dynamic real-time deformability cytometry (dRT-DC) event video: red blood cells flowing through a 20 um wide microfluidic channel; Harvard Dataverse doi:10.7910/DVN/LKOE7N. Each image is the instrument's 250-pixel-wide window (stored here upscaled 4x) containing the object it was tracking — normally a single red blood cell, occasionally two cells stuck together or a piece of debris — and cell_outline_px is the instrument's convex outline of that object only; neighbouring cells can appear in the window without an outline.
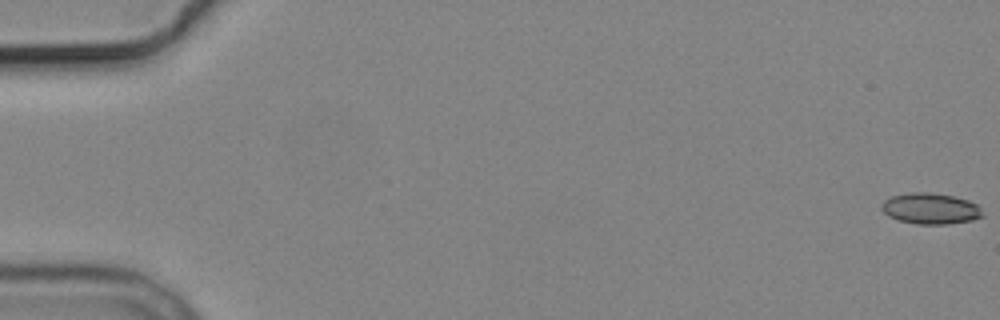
{"species": "common noctule bat (a hibernating species)", "species_latin": "Nyctalus noctula", "temperature_condition": "cold", "stored_images_in_passage": 5, "camera_frame_rate_fps": 3000, "um_per_image_px": 0.085, "animal": {"sex": "male", "body_mass_g": 19.2, "forearm_length_mm": 51.8}, "frame": {"image": 1, "passage_image": 1, "time_ms": 0.0, "image_size_px": [1000, 320], "cell_outline_px": [[984, 216], [972, 220], [948, 224], [916, 224], [900, 220], [888, 216], [880, 208], [880, 204], [884, 200], [892, 196], [912, 192], [928, 192], [952, 196], [968, 200], [976, 204], [980, 208]], "centroid_in_image_um": [79.08, 17.73], "position_along_channel_um": 5.9, "area_um2": 18.21}}
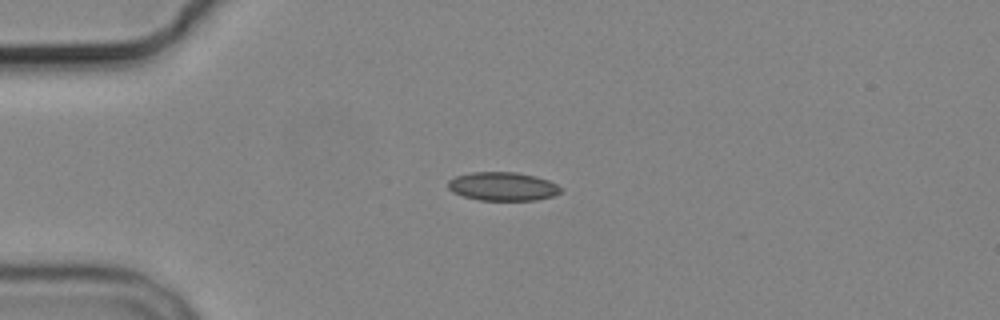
{"frame": {"image": 2, "passage_image": 5, "time_ms": 4.667, "image_size_px": [1000, 320], "cell_outline_px": [[564, 188], [560, 192], [552, 196], [536, 200], [480, 200], [464, 196], [452, 192], [448, 188], [448, 180], [456, 176], [472, 172], [516, 172], [536, 176], [548, 180]], "centroid_in_image_um": [42.74, 15.84], "position_along_channel_um": 42.3, "area_um2": 18.79}}